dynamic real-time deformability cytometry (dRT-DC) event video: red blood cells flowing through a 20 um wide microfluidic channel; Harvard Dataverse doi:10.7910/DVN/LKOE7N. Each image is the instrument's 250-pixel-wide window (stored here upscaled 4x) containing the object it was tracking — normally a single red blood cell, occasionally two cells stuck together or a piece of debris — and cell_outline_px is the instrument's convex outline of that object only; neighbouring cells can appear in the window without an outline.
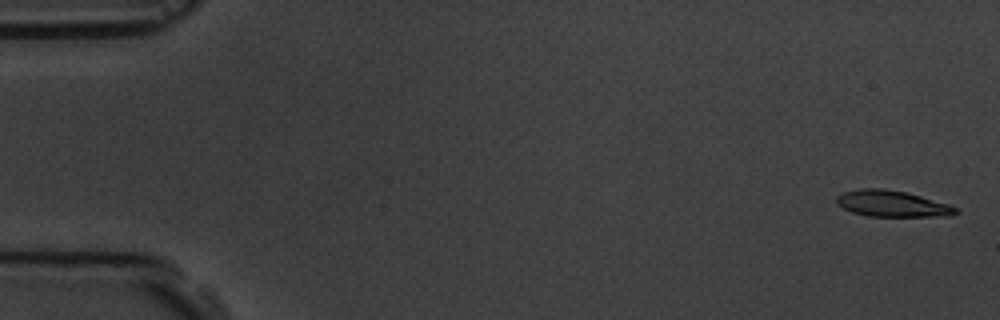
{"species": "common noctule bat (a hibernating species)", "species_latin": "Nyctalus noctula", "temperature_condition": "room temperature", "stored_images_in_passage": 6, "camera_frame_rate_fps": 3000, "um_per_image_px": 0.085, "animal": {"sex": "male", "body_mass_g": 19.5, "forearm_length_mm": 54.6}, "frame": {"image": 1, "passage_image": 1, "time_ms": 0.0, "image_size_px": [1000, 320], "cell_outline_px": [[960, 212], [948, 216], [868, 216], [852, 212], [836, 204], [836, 196], [844, 192], [860, 188], [884, 188], [908, 192], [948, 204], [956, 208]], "centroid_in_image_um": [75.81, 17.3], "position_along_channel_um": 9.2, "area_um2": 18.26}}